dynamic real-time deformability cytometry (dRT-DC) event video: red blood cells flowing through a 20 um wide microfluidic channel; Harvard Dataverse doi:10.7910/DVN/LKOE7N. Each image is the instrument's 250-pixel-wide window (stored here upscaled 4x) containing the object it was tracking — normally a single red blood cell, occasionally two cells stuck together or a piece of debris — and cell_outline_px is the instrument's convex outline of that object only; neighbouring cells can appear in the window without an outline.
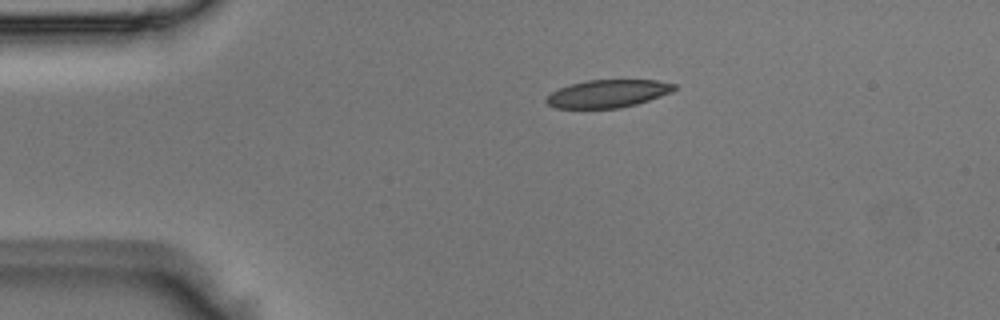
{"species": "Egyptian fruit bat (a non-hibernating species)", "species_latin": "Rousettus aegyptiacus", "temperature_condition": "room temperature", "stored_images_in_passage": 41, "camera_frame_rate_fps": 3000, "um_per_image_px": 0.085, "animal": {"sex": "male"}, "frame": {"image": 1, "passage_image": 1, "time_ms": 0.0, "image_size_px": [1000, 320], "cell_outline_px": [[676, 88], [672, 92], [636, 104], [620, 108], [556, 108], [548, 104], [544, 100], [552, 92], [560, 88], [572, 84], [588, 80], [656, 80], [676, 84]], "centroid_in_image_um": [51.68, 7.96], "position_along_channel_um": 33.3, "area_um2": 20.52}}
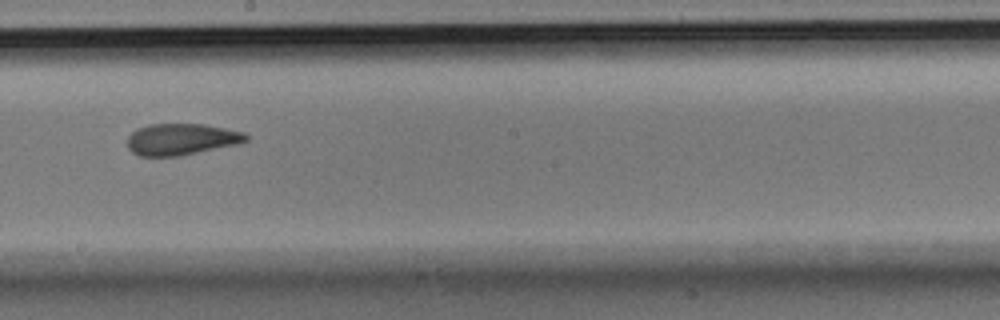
{"frame": {"image": 2, "passage_image": 19, "time_ms": 6.0, "image_size_px": [1000, 320], "cell_outline_px": [[248, 140], [236, 144], [180, 156], [140, 156], [132, 152], [128, 148], [128, 136], [136, 128], [148, 124], [204, 124], [244, 132], [248, 136]], "centroid_in_image_um": [15.38, 11.83], "position_along_channel_um": 232.8, "area_um2": 21.73}}
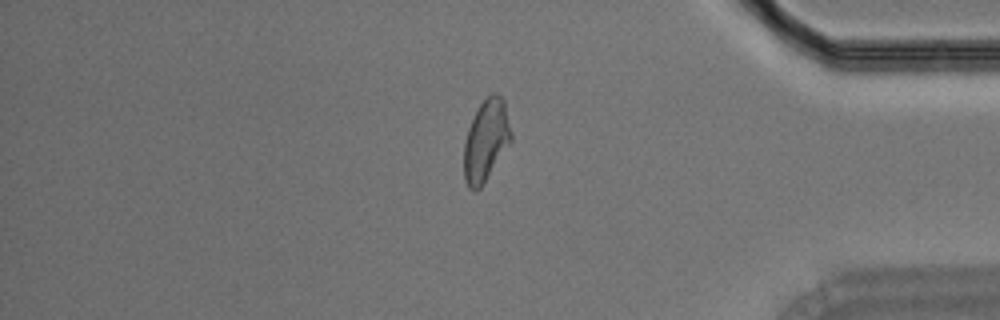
{"frame": {"image": 3, "passage_image": 33, "time_ms": 10.667, "image_size_px": [1000, 320], "cell_outline_px": [[512, 140], [480, 188], [476, 192], [472, 192], [468, 188], [464, 180], [464, 140], [468, 128], [480, 104], [492, 92], [496, 92], [504, 100], [512, 132]], "centroid_in_image_um": [41.3, 11.96], "position_along_channel_um": 393.9, "area_um2": 22.43}}